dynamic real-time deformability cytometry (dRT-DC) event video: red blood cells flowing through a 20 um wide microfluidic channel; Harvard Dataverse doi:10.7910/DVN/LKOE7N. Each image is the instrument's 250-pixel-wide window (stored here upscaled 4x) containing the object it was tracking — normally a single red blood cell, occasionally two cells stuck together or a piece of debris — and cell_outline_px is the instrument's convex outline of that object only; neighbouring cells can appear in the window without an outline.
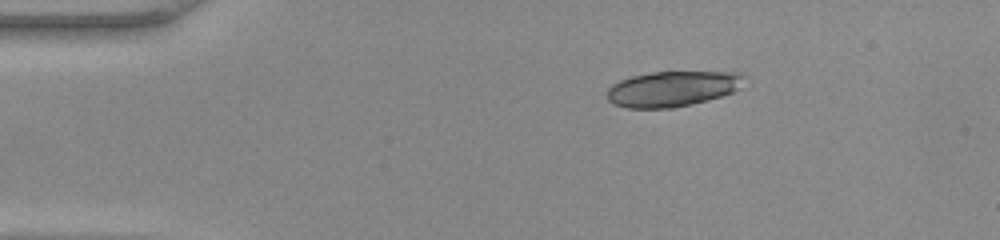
{"species": "common noctule bat (a hibernating species)", "species_latin": "Nyctalus noctula", "temperature_condition": "warm", "stored_images_in_passage": 39, "camera_frame_rate_fps": 3000, "um_per_image_px": 0.085, "animal": {"sex": "female", "body_mass_g": 22.0, "forearm_length_mm": 56.7}, "frame": {"image": 1, "passage_image": 1, "time_ms": 0.0, "image_size_px": [1000, 240], "cell_outline_px": [[752, 84], [732, 92], [720, 96], [692, 104], [672, 108], [628, 108], [616, 104], [608, 100], [608, 88], [612, 84], [620, 80], [632, 76], [656, 72], [740, 72]], "centroid_in_image_um": [57.27, 7.54], "position_along_channel_um": 27.7, "area_um2": 28.55}}